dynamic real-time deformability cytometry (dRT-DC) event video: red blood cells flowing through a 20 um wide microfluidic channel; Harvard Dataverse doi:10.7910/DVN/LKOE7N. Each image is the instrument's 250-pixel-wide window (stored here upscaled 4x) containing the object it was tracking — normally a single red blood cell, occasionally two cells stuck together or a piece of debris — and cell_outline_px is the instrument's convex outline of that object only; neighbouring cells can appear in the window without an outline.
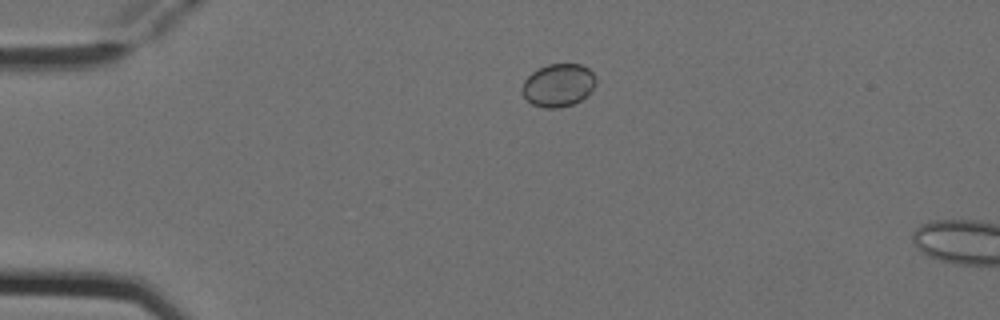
{"species": "Egyptian fruit bat (a non-hibernating species)", "species_latin": "Rousettus aegyptiacus", "temperature_condition": "cold", "stored_images_in_passage": 2, "camera_frame_rate_fps": 3000, "um_per_image_px": 0.085, "animal": {"sex": "female"}, "frame": {"image": 1, "passage_image": 1, "time_ms": 0.0, "image_size_px": [1000, 320], "cell_outline_px": [[596, 84], [580, 100], [572, 104], [560, 108], [544, 108], [532, 104], [520, 92], [520, 88], [524, 80], [532, 72], [548, 64], [580, 64], [588, 68], [592, 72], [596, 80]], "centroid_in_image_um": [47.42, 7.24], "position_along_channel_um": 37.6, "area_um2": 18.38}}